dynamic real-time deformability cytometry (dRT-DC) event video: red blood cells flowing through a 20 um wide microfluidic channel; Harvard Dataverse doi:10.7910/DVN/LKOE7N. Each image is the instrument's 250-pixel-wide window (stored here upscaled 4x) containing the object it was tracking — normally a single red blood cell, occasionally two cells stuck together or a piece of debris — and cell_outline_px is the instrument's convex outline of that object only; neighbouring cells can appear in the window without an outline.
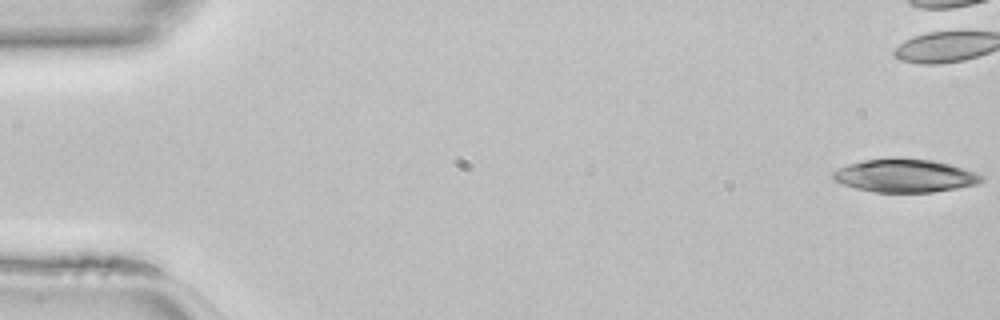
{"species": "common noctule bat (a hibernating species)", "species_latin": "Nyctalus noctula", "temperature_condition": "room temperature", "stored_images_in_passage": 45, "camera_frame_rate_fps": 3000, "um_per_image_px": 0.085, "animal": {"sex": "female", "body_mass_g": 22.7, "forearm_length_mm": 54.2}, "frame": {"image": 1, "passage_image": 1, "time_ms": 0.0, "image_size_px": [1000, 320], "cell_outline_px": [[984, 180], [976, 184], [956, 188], [932, 192], [872, 192], [856, 188], [844, 184], [836, 180], [832, 176], [832, 172], [848, 164], [864, 160], [888, 156], [904, 156], [932, 160], [948, 164], [984, 176]], "centroid_in_image_um": [76.88, 14.9], "position_along_channel_um": 8.1, "area_um2": 28.84}}